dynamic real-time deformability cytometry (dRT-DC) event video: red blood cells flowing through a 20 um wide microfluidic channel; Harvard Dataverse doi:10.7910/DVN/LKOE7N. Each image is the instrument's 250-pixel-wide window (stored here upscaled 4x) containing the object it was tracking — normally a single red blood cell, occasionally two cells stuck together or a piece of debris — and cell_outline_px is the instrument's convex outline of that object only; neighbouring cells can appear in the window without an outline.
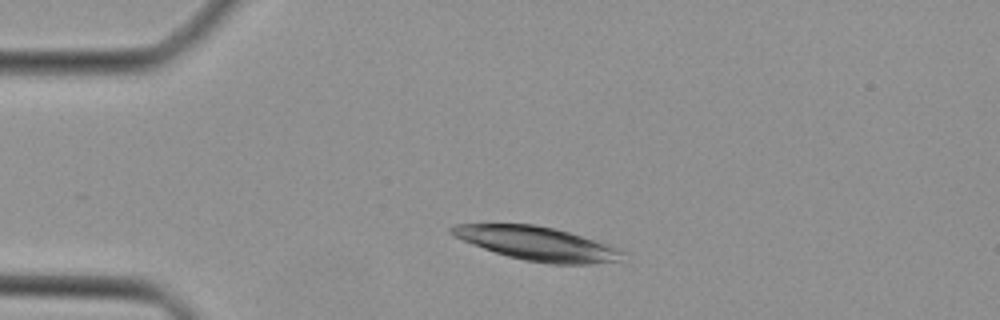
{"species": "Egyptian fruit bat (a non-hibernating species)", "species_latin": "Rousettus aegyptiacus", "temperature_condition": "cold", "stored_images_in_passage": 35, "camera_frame_rate_fps": 3000, "um_per_image_px": 0.085, "animal": {"sex": "female"}, "frame": {"image": 1, "passage_image": 1, "time_ms": 0.0, "image_size_px": [1000, 320], "cell_outline_px": [[628, 252], [620, 260], [588, 264], [548, 264], [524, 260], [508, 256], [472, 244], [448, 232], [448, 228], [456, 224], [536, 224], [568, 232], [608, 244], [620, 248]], "centroid_in_image_um": [45.7, 20.71], "position_along_channel_um": 39.3, "area_um2": 33.41}}
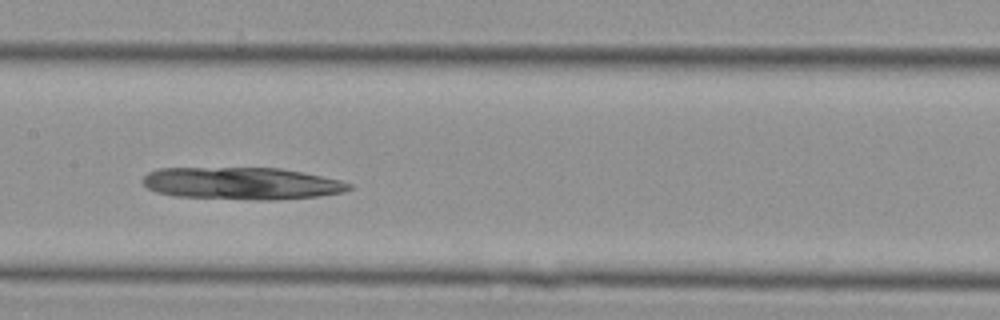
{"frame": {"image": 2, "passage_image": 13, "time_ms": 4.0, "image_size_px": [1000, 320], "cell_outline_px": [[352, 188], [340, 192], [316, 196], [272, 200], [256, 200], [176, 196], [156, 192], [148, 188], [144, 184], [144, 176], [148, 172], [160, 168], [280, 168], [340, 180], [352, 184]], "centroid_in_image_um": [20.52, 15.59], "position_along_channel_um": 186.9, "area_um2": 38.38}}
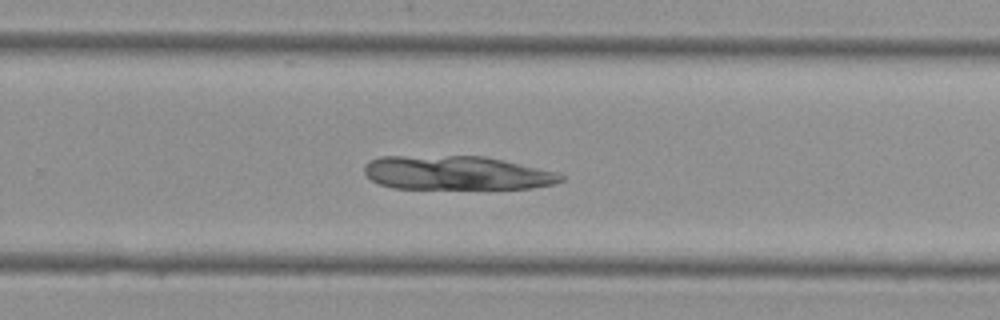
{"frame": {"image": 3, "passage_image": 20, "time_ms": 6.333, "image_size_px": [1000, 320], "cell_outline_px": [[564, 180], [552, 184], [532, 188], [392, 188], [380, 184], [372, 180], [364, 172], [364, 164], [368, 160], [380, 156], [484, 156], [504, 160], [556, 172], [564, 176]], "centroid_in_image_um": [38.77, 14.69], "position_along_channel_um": 291.0, "area_um2": 38.78}}